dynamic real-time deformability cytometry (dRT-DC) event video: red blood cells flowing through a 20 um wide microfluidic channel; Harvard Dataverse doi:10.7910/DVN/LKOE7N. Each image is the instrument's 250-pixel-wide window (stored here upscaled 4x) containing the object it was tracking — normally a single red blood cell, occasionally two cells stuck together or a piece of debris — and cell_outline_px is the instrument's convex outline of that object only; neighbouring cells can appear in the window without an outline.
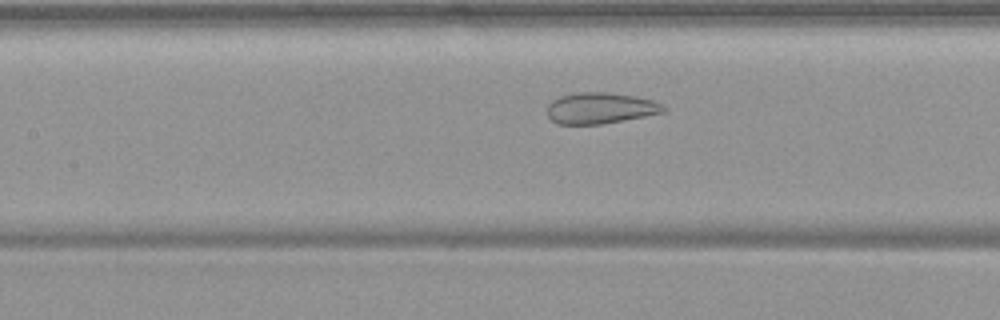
{"species": "common noctule bat (a hibernating species)", "species_latin": "Nyctalus noctula", "temperature_condition": "warm", "stored_images_in_passage": 48, "camera_frame_rate_fps": 3000, "um_per_image_px": 0.085, "animal": {"sex": "female", "body_mass_g": 19.9}, "frame": {"image": 1, "passage_image": 19, "time_ms": 6.0, "image_size_px": [1000, 320], "cell_outline_px": [[668, 112], [624, 120], [600, 124], [556, 124], [548, 116], [548, 104], [552, 100], [560, 96], [576, 92], [608, 92], [636, 96], [652, 100], [664, 104], [668, 108]], "centroid_in_image_um": [51.08, 9.18], "position_along_channel_um": 156.3, "area_um2": 21.39}}
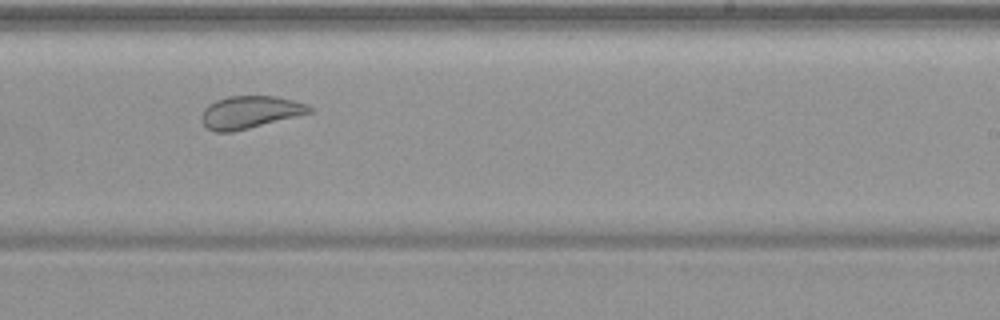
{"frame": {"image": 2, "passage_image": 28, "time_ms": 9.0, "image_size_px": [1000, 320], "cell_outline_px": [[312, 112], [232, 132], [216, 132], [208, 128], [200, 120], [204, 108], [208, 104], [216, 100], [228, 96], [276, 96], [308, 104], [312, 108]], "centroid_in_image_um": [21.22, 9.52], "position_along_channel_um": 267.8, "area_um2": 20.23}}
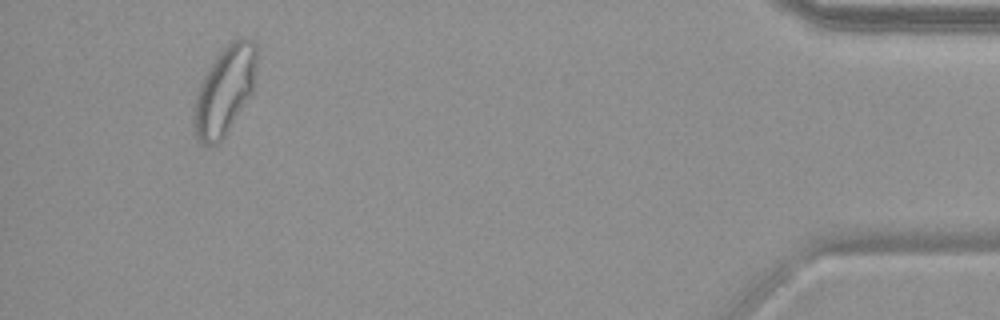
{"frame": {"image": 3, "passage_image": 45, "time_ms": 14.667, "image_size_px": [1000, 320], "cell_outline_px": [[256, 64], [252, 92], [224, 136], [220, 140], [212, 144], [204, 144], [196, 136], [192, 128], [192, 116], [196, 92], [208, 68], [216, 56], [228, 44], [240, 36], [244, 36], [252, 40], [256, 44]], "centroid_in_image_um": [19.07, 7.67], "position_along_channel_um": 416.1, "area_um2": 31.96}, "authors_computed_cell_mechanics": {"area_um2": 27.744, "velocity_mm_per_s": 3.7321, "shape_relaxation_time_tau1_ms": null, "shape_relaxation_time_tau2_ms": 1.0027, "deformation_change_tau1": null, "deformation_change_tau2": 0.0636}}